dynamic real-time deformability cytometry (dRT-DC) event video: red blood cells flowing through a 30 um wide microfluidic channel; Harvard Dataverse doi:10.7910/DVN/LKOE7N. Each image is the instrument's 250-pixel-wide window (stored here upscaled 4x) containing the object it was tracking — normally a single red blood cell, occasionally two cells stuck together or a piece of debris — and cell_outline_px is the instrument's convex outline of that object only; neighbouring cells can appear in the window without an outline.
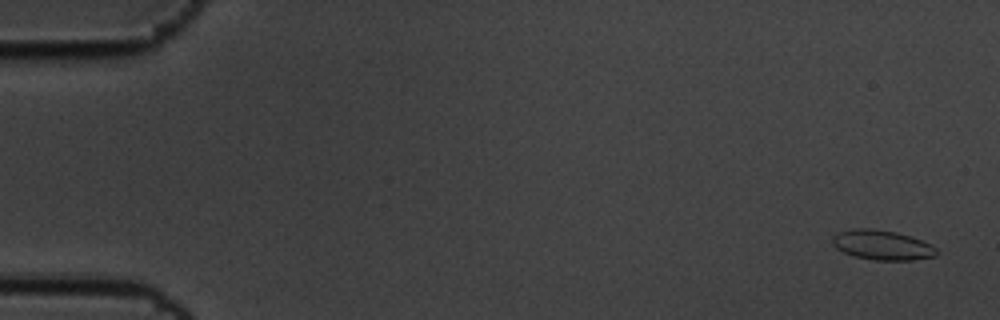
{"species": "common noctule bat (a hibernating species)", "species_latin": "Nyctalus noctula", "temperature_condition": "cold", "stored_images_in_passage": 8, "camera_frame_rate_fps": 3000, "um_per_image_px": 0.085, "animal": {"sex": "male", "body_mass_g": 19.5, "forearm_length_mm": 54.6}, "frame": {"image": 1, "passage_image": 1, "time_ms": 0.0, "image_size_px": [1000, 320], "cell_outline_px": [[936, 256], [916, 260], [876, 260], [852, 256], [836, 248], [832, 244], [832, 236], [840, 232], [856, 228], [872, 228], [896, 232], [920, 240], [936, 248]], "centroid_in_image_um": [74.95, 20.83], "position_along_channel_um": 10.1, "area_um2": 17.92}}
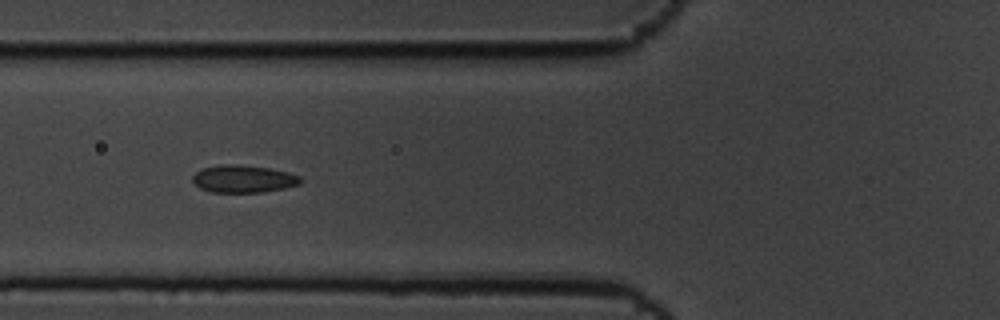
{"frame": {"image": 2, "passage_image": 7, "time_ms": 2.0, "image_size_px": [1000, 320], "cell_outline_px": [[304, 180], [300, 184], [284, 188], [264, 192], [212, 192], [200, 188], [192, 180], [192, 176], [196, 172], [204, 168], [220, 164], [240, 164], [268, 168], [288, 172], [300, 176]], "centroid_in_image_um": [20.71, 15.2], "position_along_channel_um": 105.1, "area_um2": 17.34}}
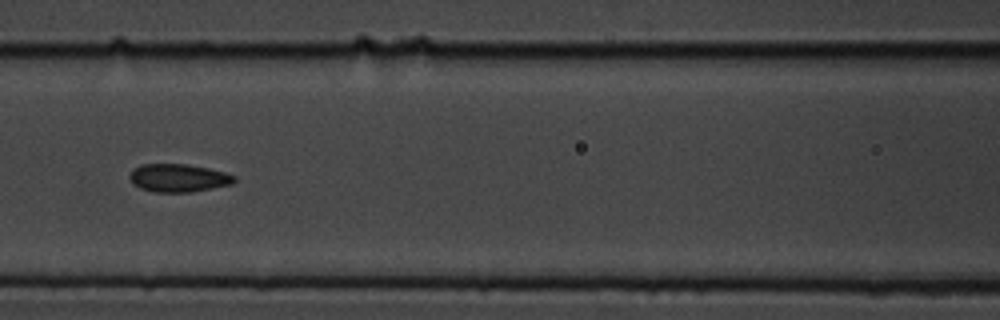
{"frame": {"image": 3, "passage_image": 8, "time_ms": 2.333, "image_size_px": [1000, 320], "cell_outline_px": [[236, 180], [232, 184], [192, 192], [152, 192], [140, 188], [132, 184], [128, 176], [132, 168], [140, 164], [188, 164], [208, 168], [224, 172], [236, 176]], "centroid_in_image_um": [15.12, 15.12], "position_along_channel_um": 151.5, "area_um2": 17.34}}